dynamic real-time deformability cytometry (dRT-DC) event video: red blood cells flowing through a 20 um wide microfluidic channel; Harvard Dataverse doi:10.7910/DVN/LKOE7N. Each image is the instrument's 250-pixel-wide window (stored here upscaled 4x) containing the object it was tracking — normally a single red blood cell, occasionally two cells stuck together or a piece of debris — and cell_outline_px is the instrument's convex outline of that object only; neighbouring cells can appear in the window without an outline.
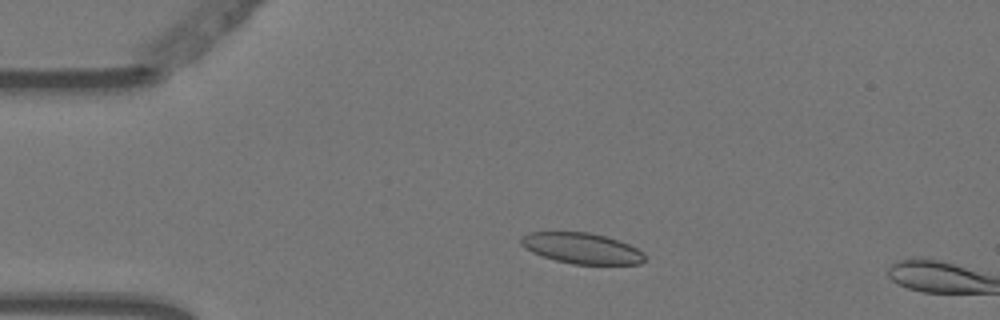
{"species": "Egyptian fruit bat (a non-hibernating species)", "species_latin": "Rousettus aegyptiacus", "temperature_condition": "warm", "stored_images_in_passage": 3, "camera_frame_rate_fps": 3000, "um_per_image_px": 0.085, "animal": {"sex": "female"}, "frame": {"image": 1, "passage_image": 2, "time_ms": 0.333, "image_size_px": [1000, 320], "cell_outline_px": [[648, 256], [640, 264], [572, 264], [556, 260], [532, 252], [524, 248], [520, 244], [520, 240], [528, 232], [588, 232], [608, 236], [628, 244], [644, 252]], "centroid_in_image_um": [49.48, 21.1], "position_along_channel_um": 35.5, "area_um2": 22.25}}